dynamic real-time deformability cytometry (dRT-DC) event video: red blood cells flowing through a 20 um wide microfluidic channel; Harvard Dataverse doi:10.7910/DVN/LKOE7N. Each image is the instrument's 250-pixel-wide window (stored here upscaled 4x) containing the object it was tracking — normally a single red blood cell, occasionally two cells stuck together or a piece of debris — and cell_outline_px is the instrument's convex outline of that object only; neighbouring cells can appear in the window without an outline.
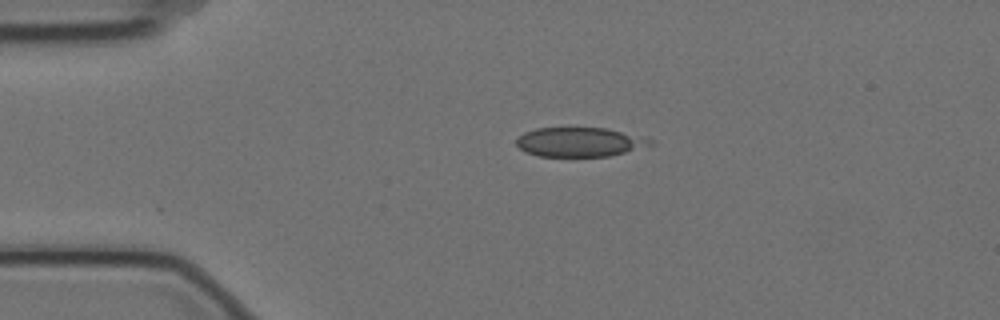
{"species": "Egyptian fruit bat (a non-hibernating species)", "species_latin": "Rousettus aegyptiacus", "temperature_condition": "cold", "stored_images_in_passage": 4, "camera_frame_rate_fps": 3000, "um_per_image_px": 0.085, "animal": {"sex": "female"}, "frame": {"image": 1, "passage_image": 1, "time_ms": 0.0, "image_size_px": [1000, 320], "cell_outline_px": [[656, 144], [608, 156], [540, 156], [528, 152], [520, 148], [516, 144], [516, 140], [524, 132], [536, 128], [608, 128], [652, 140]], "centroid_in_image_um": [49.26, 12.07], "position_along_channel_um": 35.7, "area_um2": 22.48}}